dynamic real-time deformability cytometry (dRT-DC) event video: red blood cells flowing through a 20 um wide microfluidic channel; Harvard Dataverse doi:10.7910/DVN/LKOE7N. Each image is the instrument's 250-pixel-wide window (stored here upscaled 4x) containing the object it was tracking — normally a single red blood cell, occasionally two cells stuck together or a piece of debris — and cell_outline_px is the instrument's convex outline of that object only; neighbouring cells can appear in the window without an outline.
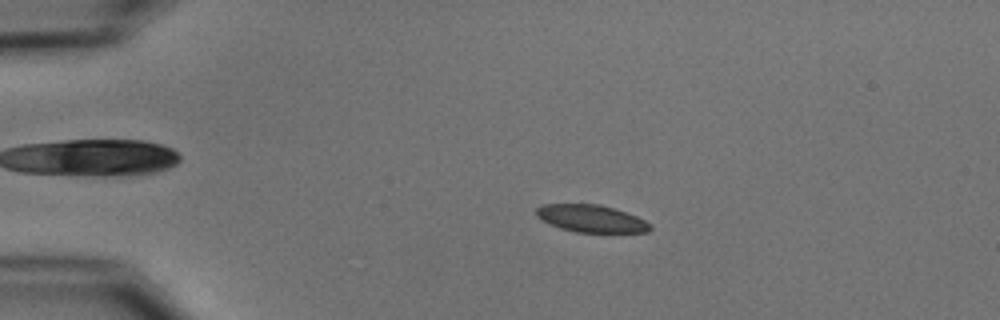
{"species": "common noctule bat (a hibernating species)", "species_latin": "Nyctalus noctula", "temperature_condition": "cold", "stored_images_in_passage": 7, "camera_frame_rate_fps": 3000, "um_per_image_px": 0.085, "animal": {"sex": "male", "body_mass_g": 15.6}, "frame": {"image": 1, "passage_image": 2, "time_ms": 2.0, "image_size_px": [1000, 320], "cell_outline_px": [[652, 228], [648, 232], [576, 232], [560, 228], [536, 216], [536, 208], [544, 204], [600, 204], [636, 216], [652, 224]], "centroid_in_image_um": [50.27, 18.58], "position_along_channel_um": 34.7, "area_um2": 17.92}}
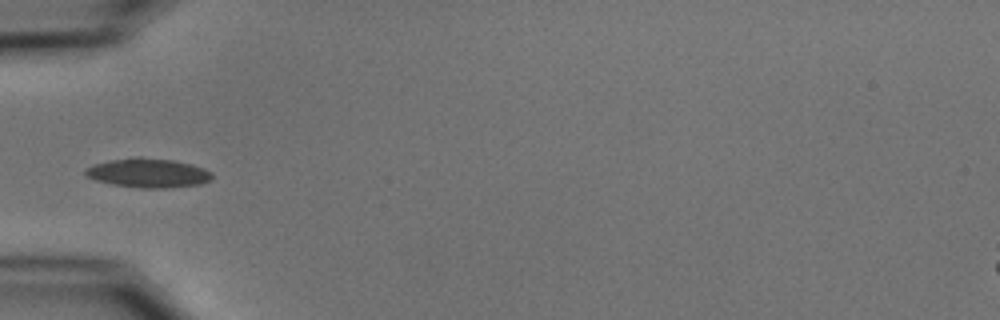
{"frame": {"image": 2, "passage_image": 4, "time_ms": 4.333, "image_size_px": [1000, 320], "cell_outline_px": [[212, 180], [200, 184], [168, 188], [140, 188], [112, 184], [96, 180], [88, 176], [84, 172], [84, 168], [92, 164], [132, 156], [140, 156], [172, 160], [192, 164], [204, 168], [212, 172]], "centroid_in_image_um": [12.6, 14.69], "position_along_channel_um": 72.4, "area_um2": 21.79}}